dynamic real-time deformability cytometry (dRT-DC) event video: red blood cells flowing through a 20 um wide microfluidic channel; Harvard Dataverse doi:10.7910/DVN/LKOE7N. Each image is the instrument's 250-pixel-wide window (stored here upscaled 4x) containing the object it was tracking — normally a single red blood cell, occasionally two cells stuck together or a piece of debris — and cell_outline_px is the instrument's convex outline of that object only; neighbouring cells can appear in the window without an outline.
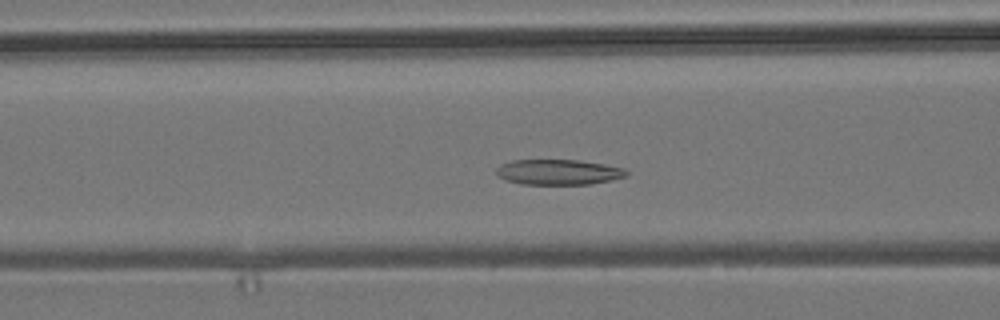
{"species": "common noctule bat (a hibernating species)", "species_latin": "Nyctalus noctula", "temperature_condition": "room temperature", "stored_images_in_passage": 51, "camera_frame_rate_fps": 3000, "um_per_image_px": 0.085, "animal": {"sex": "male", "body_mass_g": 19.2, "forearm_length_mm": 51.8}, "frame": {"image": 1, "passage_image": 18, "time_ms": 5.667, "image_size_px": [1000, 320], "cell_outline_px": [[628, 176], [612, 180], [588, 184], [520, 184], [504, 180], [496, 176], [496, 168], [500, 164], [512, 160], [580, 160], [604, 164], [624, 168], [628, 172]], "centroid_in_image_um": [47.43, 14.63], "position_along_channel_um": 119.2, "area_um2": 19.42}}
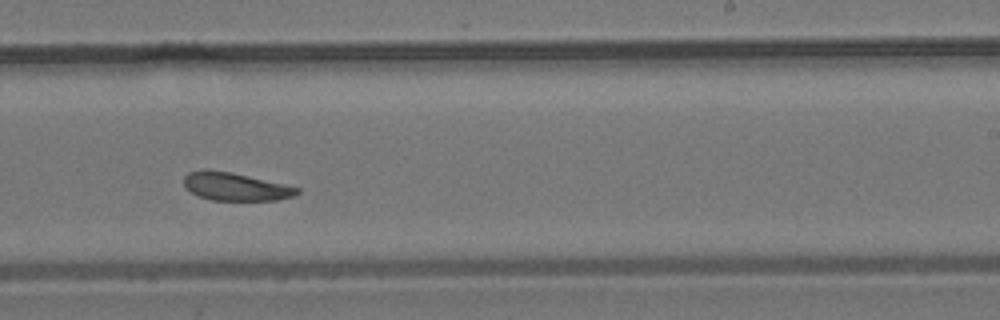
{"frame": {"image": 2, "passage_image": 30, "time_ms": 9.667, "image_size_px": [1000, 320], "cell_outline_px": [[300, 192], [296, 196], [276, 200], [212, 200], [200, 196], [184, 188], [184, 176], [188, 172], [204, 168], [208, 168], [232, 172], [284, 184], [300, 188]], "centroid_in_image_um": [19.99, 15.84], "position_along_channel_um": 269.0, "area_um2": 18.67}}
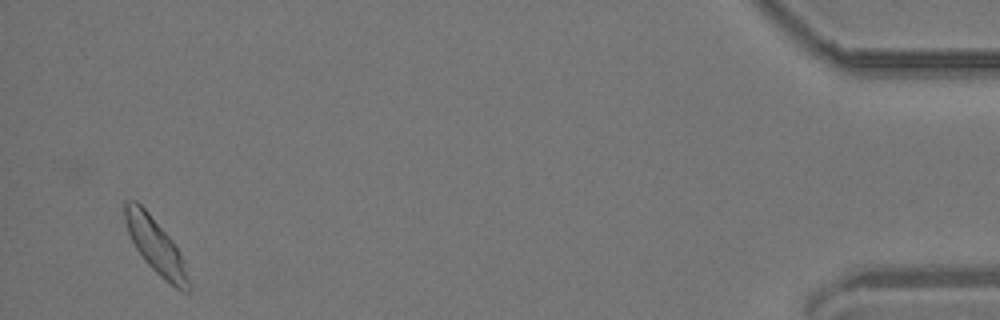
{"frame": {"image": 3, "passage_image": 49, "time_ms": 16.0, "image_size_px": [1000, 320], "cell_outline_px": [[188, 292], [184, 292], [176, 288], [164, 280], [144, 260], [136, 248], [128, 232], [124, 220], [124, 200], [136, 200], [148, 212], [172, 240], [180, 252], [184, 260], [188, 280]], "centroid_in_image_um": [13.21, 20.87], "position_along_channel_um": 422.0, "area_um2": 20.11}, "authors_computed_cell_mechanics": {"area_um2": 19.941, "velocity_mm_per_s": 3.7516, "shape_relaxation_time_tau1_ms": 4.6402, "shape_relaxation_time_tau2_ms": 3.5244, "deformation_change_tau1": 0.11, "deformation_change_tau2": 0.1108}}